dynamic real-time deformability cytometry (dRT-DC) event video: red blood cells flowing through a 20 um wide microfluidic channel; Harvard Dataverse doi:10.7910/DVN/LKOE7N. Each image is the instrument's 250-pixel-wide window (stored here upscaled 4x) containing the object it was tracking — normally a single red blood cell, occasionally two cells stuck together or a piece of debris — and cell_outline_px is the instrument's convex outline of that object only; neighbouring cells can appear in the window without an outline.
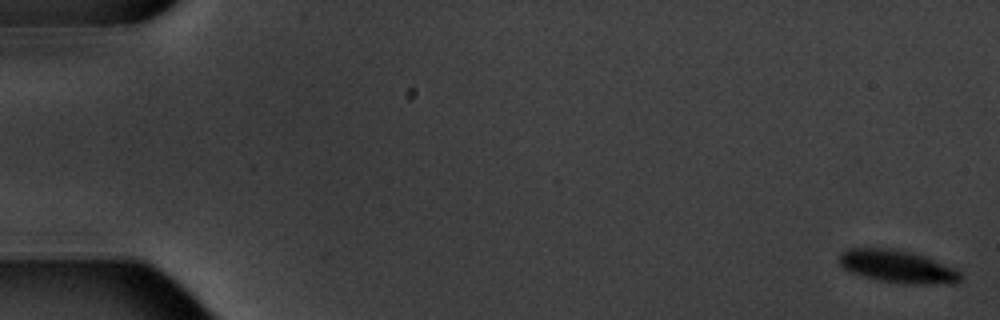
{"species": "common noctule bat (a hibernating species)", "species_latin": "Nyctalus noctula", "temperature_condition": "warm", "stored_images_in_passage": 7, "camera_frame_rate_fps": 3000, "um_per_image_px": 0.085, "animal": {"sex": "male", "body_mass_g": 20.1, "forearm_length_mm": 53.5}, "frame": {"image": 1, "passage_image": 1, "time_ms": 0.0, "image_size_px": [1000, 320], "cell_outline_px": [[960, 280], [952, 284], [908, 284], [880, 280], [864, 276], [852, 272], [844, 268], [840, 264], [840, 252], [848, 248], [896, 248], [912, 252], [924, 256], [952, 268], [960, 272]], "centroid_in_image_um": [76.27, 22.64], "position_along_channel_um": 8.7, "area_um2": 22.83}}
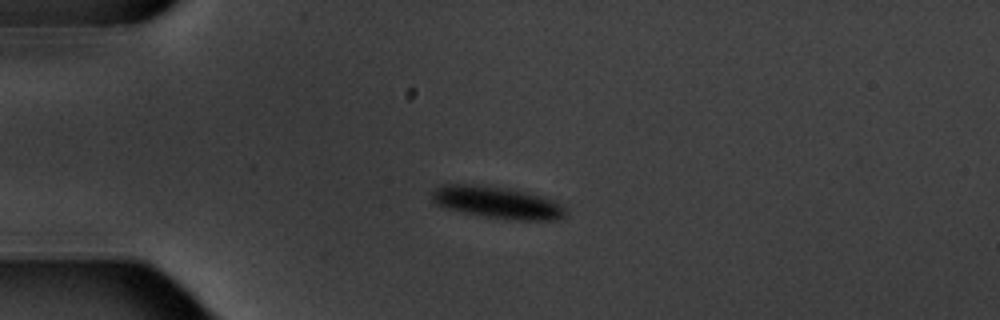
{"frame": {"image": 2, "passage_image": 5, "time_ms": 4.667, "image_size_px": [1000, 320], "cell_outline_px": [[568, 216], [556, 220], [512, 220], [484, 216], [444, 208], [436, 204], [432, 200], [432, 192], [440, 184], [468, 184], [508, 188], [528, 192], [544, 196], [560, 204], [568, 212]], "centroid_in_image_um": [42.29, 17.21], "position_along_channel_um": 42.7, "area_um2": 25.09}}
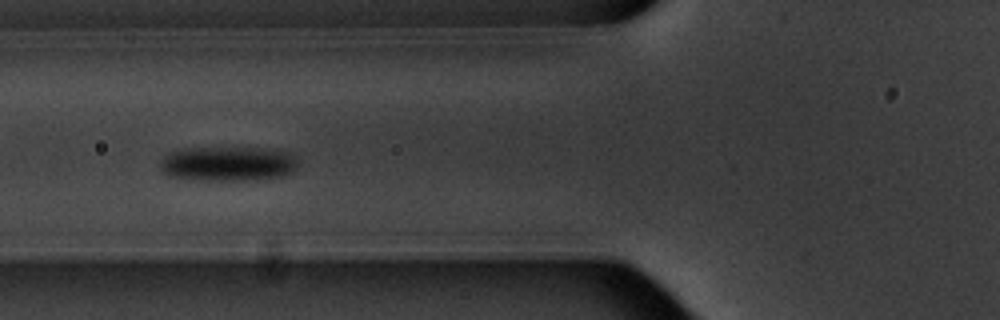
{"frame": {"image": 3, "passage_image": 7, "time_ms": 7.333, "image_size_px": [1000, 320], "cell_outline_px": [[296, 168], [292, 172], [284, 176], [244, 180], [204, 180], [168, 176], [160, 172], [160, 160], [164, 156], [172, 152], [184, 148], [260, 148], [292, 152], [296, 156]], "centroid_in_image_um": [19.37, 13.91], "position_along_channel_um": 106.4, "area_um2": 27.92}}